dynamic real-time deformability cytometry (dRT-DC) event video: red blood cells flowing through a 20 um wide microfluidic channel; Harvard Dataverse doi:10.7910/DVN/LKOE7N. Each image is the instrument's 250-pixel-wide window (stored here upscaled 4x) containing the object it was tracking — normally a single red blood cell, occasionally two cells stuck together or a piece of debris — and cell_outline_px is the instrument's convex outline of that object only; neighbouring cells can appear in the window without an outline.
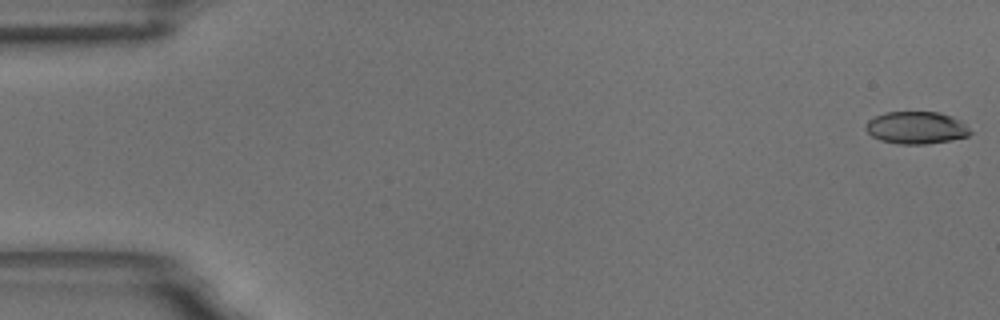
{"species": "common noctule bat (a hibernating species)", "species_latin": "Nyctalus noctula", "temperature_condition": "room temperature", "stored_images_in_passage": 59, "camera_frame_rate_fps": 3000, "um_per_image_px": 0.085, "animal": {"sex": "male", "body_mass_g": 18.8}, "frame": {"image": 1, "passage_image": 1, "time_ms": 0.0, "image_size_px": [1000, 320], "cell_outline_px": [[972, 132], [968, 136], [952, 140], [928, 144], [900, 144], [880, 140], [872, 136], [864, 128], [864, 124], [868, 120], [884, 112], [940, 112], [960, 120]], "centroid_in_image_um": [77.86, 10.86], "position_along_channel_um": 7.1, "area_um2": 19.77}}
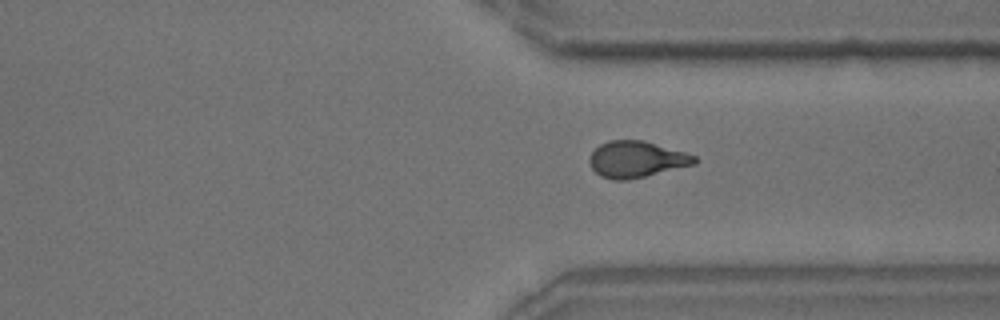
{"frame": {"image": 2, "passage_image": 44, "time_ms": 14.333, "image_size_px": [1000, 320], "cell_outline_px": [[696, 164], [628, 180], [616, 180], [600, 176], [592, 168], [588, 160], [592, 152], [600, 144], [608, 140], [644, 140], [684, 152], [696, 156]], "centroid_in_image_um": [54.08, 13.54], "position_along_channel_um": 357.3, "area_um2": 22.14}}
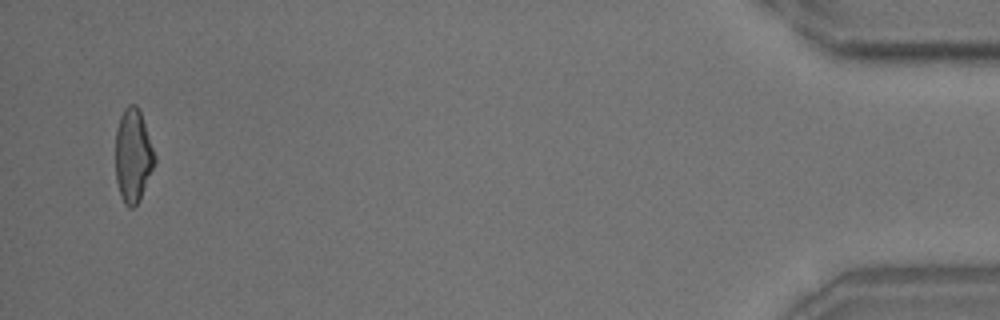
{"frame": {"image": 3, "passage_image": 57, "time_ms": 18.667, "image_size_px": [1000, 320], "cell_outline_px": [[156, 160], [140, 200], [132, 208], [128, 208], [124, 204], [120, 196], [116, 180], [116, 128], [120, 116], [124, 108], [128, 104], [136, 104], [140, 108], [156, 156]], "centroid_in_image_um": [11.31, 13.21], "position_along_channel_um": 423.9, "area_um2": 21.62}, "authors_computed_cell_mechanics": {"area_um2": 21.6172, "velocity_mm_per_s": 3.4558, "shape_relaxation_time_tau1_ms": 5.2426, "shape_relaxation_time_tau2_ms": 2.5112, "deformation_change_tau1": 0.1665, "deformation_change_tau2": 0.101}}